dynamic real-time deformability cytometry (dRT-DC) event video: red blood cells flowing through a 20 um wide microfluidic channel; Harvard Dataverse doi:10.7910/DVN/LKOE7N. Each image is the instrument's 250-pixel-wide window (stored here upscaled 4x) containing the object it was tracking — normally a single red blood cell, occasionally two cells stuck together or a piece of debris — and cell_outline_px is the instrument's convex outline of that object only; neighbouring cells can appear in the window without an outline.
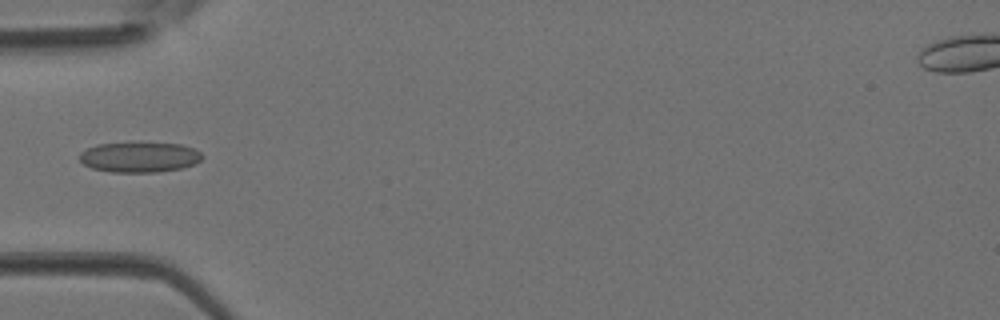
{"species": "Egyptian fruit bat (a non-hibernating species)", "species_latin": "Rousettus aegyptiacus", "temperature_condition": "room temperature", "stored_images_in_passage": 4, "camera_frame_rate_fps": 3000, "um_per_image_px": 0.085, "animal": {"sex": "female"}, "frame": {"image": 1, "passage_image": 4, "time_ms": 1.0, "image_size_px": [1000, 320], "cell_outline_px": [[204, 156], [196, 164], [180, 168], [160, 172], [112, 172], [92, 168], [84, 164], [80, 160], [80, 152], [96, 144], [140, 140], [180, 144], [192, 148], [200, 152]], "centroid_in_image_um": [11.86, 13.31], "position_along_channel_um": 73.1, "area_um2": 22.43}}